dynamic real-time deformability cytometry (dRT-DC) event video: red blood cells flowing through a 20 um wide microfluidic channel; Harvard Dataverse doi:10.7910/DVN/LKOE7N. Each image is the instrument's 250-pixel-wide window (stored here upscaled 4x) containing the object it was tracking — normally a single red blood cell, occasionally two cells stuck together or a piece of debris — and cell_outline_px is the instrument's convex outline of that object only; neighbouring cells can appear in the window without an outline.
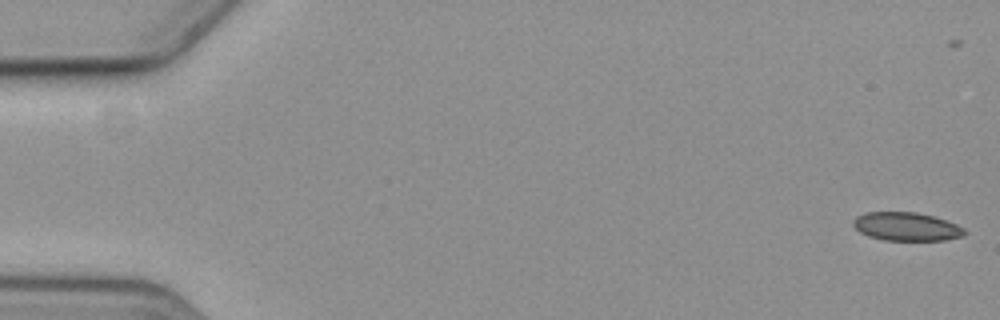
{"species": "common noctule bat (a hibernating species)", "species_latin": "Nyctalus noctula", "temperature_condition": "cold", "stored_images_in_passage": 8, "camera_frame_rate_fps": 3000, "um_per_image_px": 0.085, "animal": {"sex": "female", "body_mass_g": 19.3, "forearm_length_mm": 54.1}, "frame": {"image": 1, "passage_image": 1, "time_ms": 0.0, "image_size_px": [1000, 320], "cell_outline_px": [[968, 232], [964, 236], [944, 240], [884, 240], [868, 236], [860, 232], [852, 224], [852, 220], [856, 216], [868, 212], [916, 212], [932, 216], [956, 224], [964, 228]], "centroid_in_image_um": [77.04, 19.26], "position_along_channel_um": 8.0, "area_um2": 18.44}}
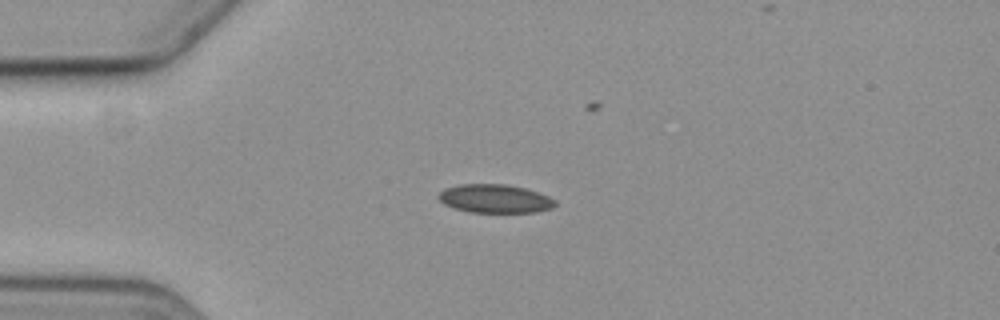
{"frame": {"image": 2, "passage_image": 5, "time_ms": 4.667, "image_size_px": [1000, 320], "cell_outline_px": [[556, 204], [552, 208], [536, 212], [468, 212], [452, 208], [444, 204], [436, 196], [444, 188], [460, 184], [504, 184], [524, 188], [548, 196], [556, 200]], "centroid_in_image_um": [42.03, 16.89], "position_along_channel_um": 43.0, "area_um2": 19.42}}
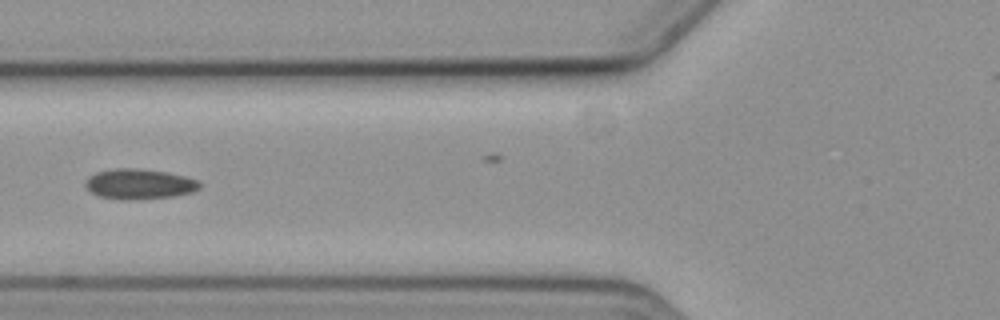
{"frame": {"image": 3, "passage_image": 7, "time_ms": 7.333, "image_size_px": [1000, 320], "cell_outline_px": [[200, 188], [192, 192], [172, 196], [132, 200], [120, 200], [100, 196], [92, 192], [84, 184], [88, 176], [96, 172], [116, 168], [136, 168], [164, 172], [184, 176], [196, 180], [200, 184]], "centroid_in_image_um": [11.8, 15.64], "position_along_channel_um": 114.0, "area_um2": 19.94}}